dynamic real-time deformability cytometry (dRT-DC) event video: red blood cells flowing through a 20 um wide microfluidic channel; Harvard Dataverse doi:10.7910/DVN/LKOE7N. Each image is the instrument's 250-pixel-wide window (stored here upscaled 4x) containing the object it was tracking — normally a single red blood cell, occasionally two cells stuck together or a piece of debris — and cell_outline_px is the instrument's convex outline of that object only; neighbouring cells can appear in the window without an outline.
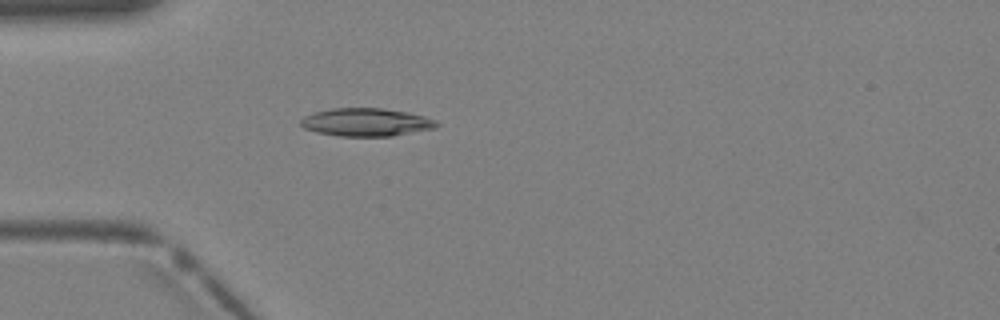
{"species": "Egyptian fruit bat (a non-hibernating species)", "species_latin": "Rousettus aegyptiacus", "temperature_condition": "warm", "stored_images_in_passage": 4, "camera_frame_rate_fps": 3000, "um_per_image_px": 0.085, "animal": {"sex": "female"}, "frame": {"image": 1, "passage_image": 4, "time_ms": 1.0, "image_size_px": [1000, 320], "cell_outline_px": [[440, 124], [436, 128], [392, 136], [340, 136], [316, 132], [304, 128], [300, 124], [300, 120], [304, 116], [312, 112], [332, 108], [384, 108], [408, 112], [424, 116], [436, 120]], "centroid_in_image_um": [31.13, 10.38], "position_along_channel_um": 53.9, "area_um2": 22.37}}